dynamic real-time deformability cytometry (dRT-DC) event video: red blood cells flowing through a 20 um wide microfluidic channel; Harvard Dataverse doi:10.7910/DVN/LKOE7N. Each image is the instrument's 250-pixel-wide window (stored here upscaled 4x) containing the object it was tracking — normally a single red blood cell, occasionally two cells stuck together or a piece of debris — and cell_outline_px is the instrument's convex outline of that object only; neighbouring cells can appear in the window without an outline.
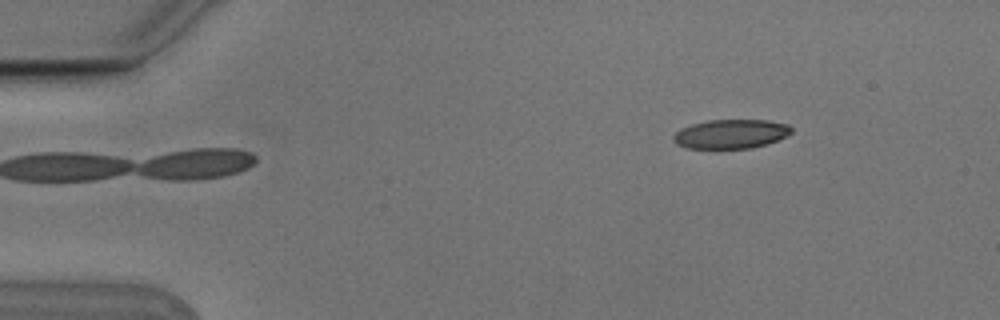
{"species": "Egyptian fruit bat (a non-hibernating species)", "species_latin": "Rousettus aegyptiacus", "temperature_condition": "cold", "stored_images_in_passage": 5, "camera_frame_rate_fps": 3000, "um_per_image_px": 0.085, "animal": {"sex": "male"}, "frame": {"image": 1, "passage_image": 1, "time_ms": 0.0, "image_size_px": [1000, 320], "cell_outline_px": [[792, 132], [788, 136], [768, 144], [752, 148], [688, 148], [676, 144], [672, 140], [672, 136], [680, 128], [692, 124], [708, 120], [768, 120], [788, 124], [792, 128]], "centroid_in_image_um": [62.14, 11.38], "position_along_channel_um": 22.9, "area_um2": 20.23}}